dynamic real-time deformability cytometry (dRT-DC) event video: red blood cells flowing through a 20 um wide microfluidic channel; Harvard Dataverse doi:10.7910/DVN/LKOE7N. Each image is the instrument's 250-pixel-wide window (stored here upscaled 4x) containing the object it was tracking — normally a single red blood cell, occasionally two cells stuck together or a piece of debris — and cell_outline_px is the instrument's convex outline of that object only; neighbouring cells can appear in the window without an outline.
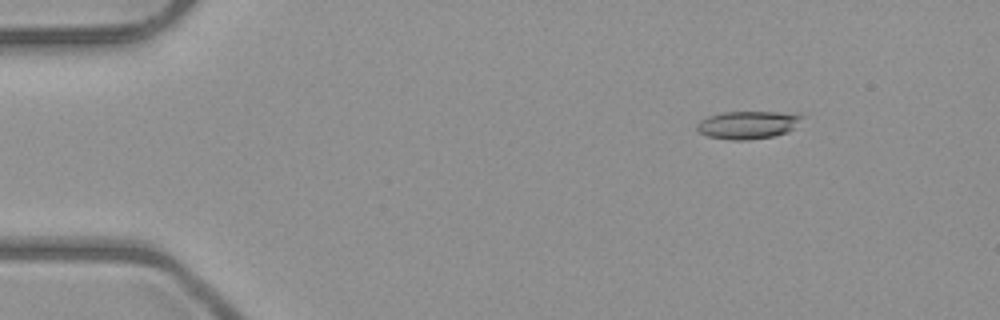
{"species": "common noctule bat (a hibernating species)", "species_latin": "Nyctalus noctula", "temperature_condition": "room temperature", "stored_images_in_passage": 6, "camera_frame_rate_fps": 3000, "um_per_image_px": 0.085, "animal": {"sex": "male", "body_mass_g": 23.1, "forearm_length_mm": 52.7}, "frame": {"image": 1, "passage_image": 2, "time_ms": 1.0, "image_size_px": [1000, 320], "cell_outline_px": [[804, 116], [788, 132], [772, 136], [748, 140], [732, 140], [708, 136], [700, 132], [696, 128], [696, 124], [700, 120], [708, 116], [724, 112], [776, 112]], "centroid_in_image_um": [63.5, 10.62], "position_along_channel_um": 21.5, "area_um2": 16.7}}
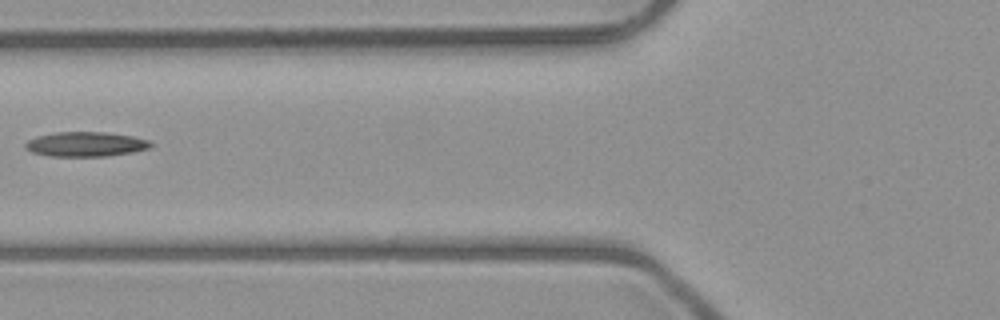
{"frame": {"image": 2, "passage_image": 6, "time_ms": 5.667, "image_size_px": [1000, 320], "cell_outline_px": [[152, 148], [132, 152], [104, 156], [48, 156], [32, 152], [24, 148], [24, 144], [28, 140], [36, 136], [56, 132], [104, 132], [132, 136], [148, 140], [152, 144]], "centroid_in_image_um": [7.26, 12.25], "position_along_channel_um": 118.5, "area_um2": 18.03}}